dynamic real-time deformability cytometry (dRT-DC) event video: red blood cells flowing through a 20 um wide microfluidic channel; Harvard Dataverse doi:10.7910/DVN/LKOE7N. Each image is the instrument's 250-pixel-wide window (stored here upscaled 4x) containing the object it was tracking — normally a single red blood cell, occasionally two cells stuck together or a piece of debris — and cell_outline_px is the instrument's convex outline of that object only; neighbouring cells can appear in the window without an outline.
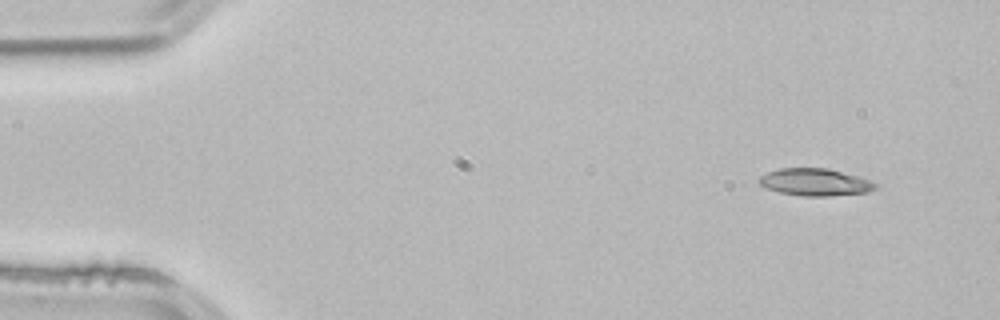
{"species": "common noctule bat (a hibernating species)", "species_latin": "Nyctalus noctula", "temperature_condition": "room temperature", "stored_images_in_passage": 3, "camera_frame_rate_fps": 3000, "um_per_image_px": 0.085, "animal": {"sex": "male", "body_mass_g": 21.5, "forearm_length_mm": 52.0}, "frame": {"image": 1, "passage_image": 3, "time_ms": 0.667, "image_size_px": [1000, 320], "cell_outline_px": [[880, 184], [876, 188], [868, 192], [828, 196], [800, 196], [780, 192], [768, 188], [760, 184], [756, 180], [760, 176], [768, 172], [780, 168], [828, 168], [856, 176]], "centroid_in_image_um": [69.27, 15.48], "position_along_channel_um": 15.7, "area_um2": 18.38}}